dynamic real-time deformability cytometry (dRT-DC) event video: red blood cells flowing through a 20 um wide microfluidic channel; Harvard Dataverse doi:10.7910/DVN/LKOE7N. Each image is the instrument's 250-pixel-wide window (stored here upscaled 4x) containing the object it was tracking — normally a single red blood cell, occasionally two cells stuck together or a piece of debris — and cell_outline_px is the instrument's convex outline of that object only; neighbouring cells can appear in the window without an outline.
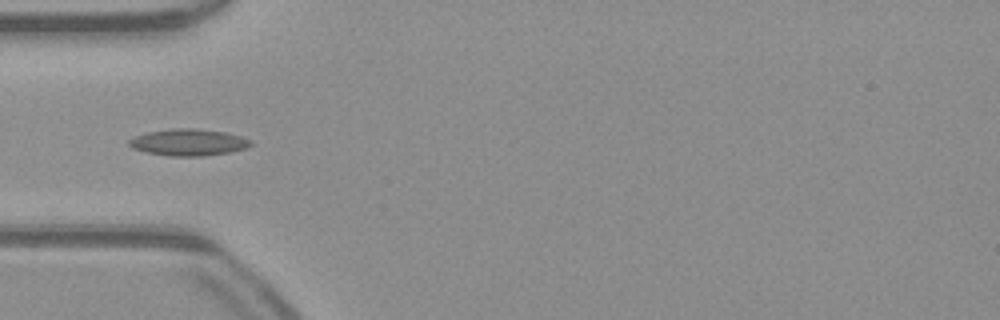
{"species": "common noctule bat (a hibernating species)", "species_latin": "Nyctalus noctula", "temperature_condition": "warm", "stored_images_in_passage": 37, "camera_frame_rate_fps": 3000, "um_per_image_px": 0.085, "animal": {"sex": "male", "body_mass_g": 23.1, "forearm_length_mm": 52.7}, "frame": {"image": 1, "passage_image": 2, "time_ms": 0.333, "image_size_px": [1000, 320], "cell_outline_px": [[252, 144], [244, 148], [232, 152], [204, 156], [168, 156], [148, 152], [132, 148], [128, 144], [128, 140], [136, 136], [148, 132], [172, 128], [196, 128], [224, 132], [240, 136], [252, 140]], "centroid_in_image_um": [16.03, 12.1], "position_along_channel_um": 69.0, "area_um2": 18.9}}
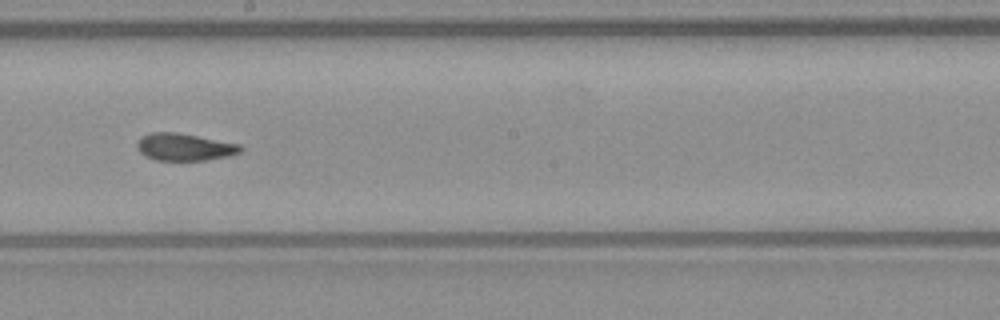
{"frame": {"image": 2, "passage_image": 14, "time_ms": 4.333, "image_size_px": [1000, 320], "cell_outline_px": [[244, 148], [240, 152], [228, 156], [204, 160], [156, 160], [144, 156], [140, 152], [136, 144], [140, 136], [152, 132], [176, 132], [240, 144]], "centroid_in_image_um": [15.66, 12.49], "position_along_channel_um": 232.5, "area_um2": 16.42}}
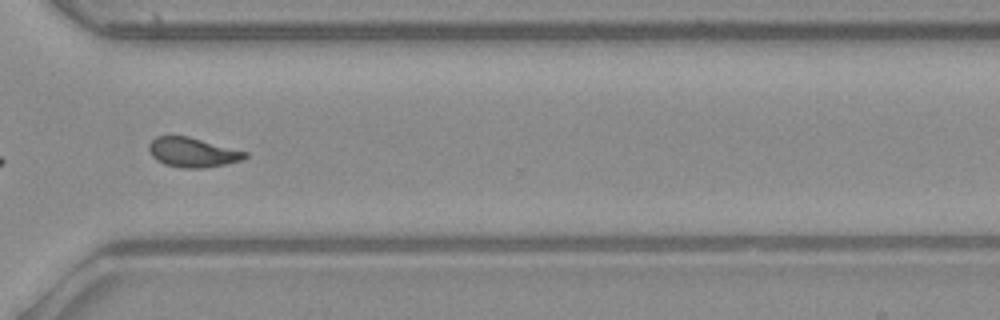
{"frame": {"image": 3, "passage_image": 23, "time_ms": 7.333, "image_size_px": [1000, 320], "cell_outline_px": [[248, 156], [240, 160], [224, 164], [204, 168], [184, 168], [164, 164], [156, 160], [148, 152], [148, 144], [156, 136], [188, 136], [248, 152]], "centroid_in_image_um": [16.34, 12.95], "position_along_channel_um": 354.3, "area_um2": 16.53}, "authors_computed_cell_mechanics": {"area_um2": 16.5308, "velocity_mm_per_s": 4.0649, "shape_relaxation_time_tau1_ms": null, "shape_relaxation_time_tau2_ms": 1.8668, "deformation_change_tau1": null, "deformation_change_tau2": 0.087}}